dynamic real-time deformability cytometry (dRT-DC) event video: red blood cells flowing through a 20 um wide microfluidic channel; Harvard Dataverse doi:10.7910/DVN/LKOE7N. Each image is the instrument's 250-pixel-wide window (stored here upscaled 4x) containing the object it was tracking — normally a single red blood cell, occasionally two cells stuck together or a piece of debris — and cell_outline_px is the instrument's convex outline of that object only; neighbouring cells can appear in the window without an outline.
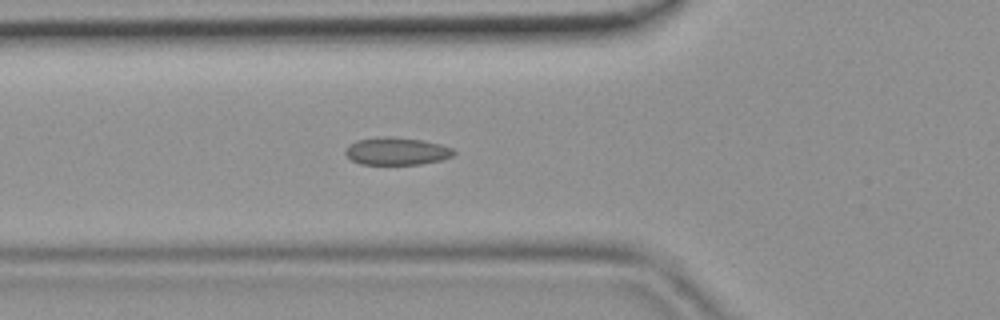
{"species": "common noctule bat (a hibernating species)", "species_latin": "Nyctalus noctula", "temperature_condition": "room temperature", "stored_images_in_passage": 42, "camera_frame_rate_fps": 3000, "um_per_image_px": 0.085, "animal": {"sex": "female", "body_mass_g": 19.9}, "frame": {"image": 1, "passage_image": 13, "time_ms": 4.0, "image_size_px": [1000, 320], "cell_outline_px": [[456, 152], [452, 156], [440, 160], [420, 164], [360, 164], [352, 160], [344, 152], [348, 144], [356, 140], [384, 136], [392, 136], [420, 140], [440, 144], [452, 148]], "centroid_in_image_um": [33.69, 12.84], "position_along_channel_um": 92.1, "area_um2": 17.34}}
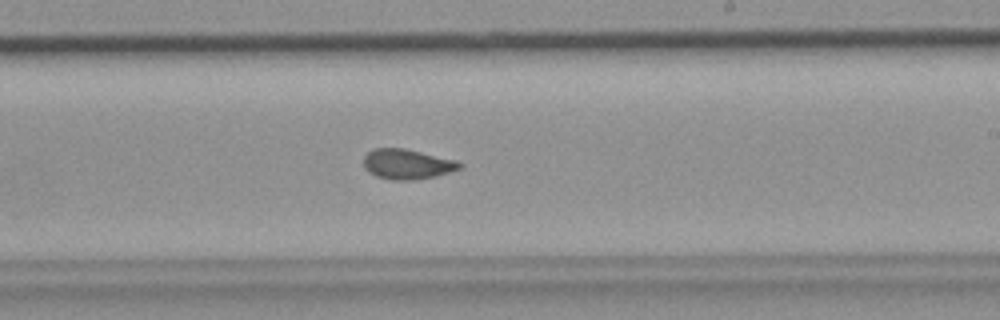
{"frame": {"image": 2, "passage_image": 24, "time_ms": 7.667, "image_size_px": [1000, 320], "cell_outline_px": [[464, 164], [460, 168], [436, 176], [416, 180], [392, 180], [376, 176], [368, 172], [364, 168], [364, 156], [372, 148], [404, 148], [456, 160]], "centroid_in_image_um": [34.59, 13.95], "position_along_channel_um": 254.4, "area_um2": 16.88}}
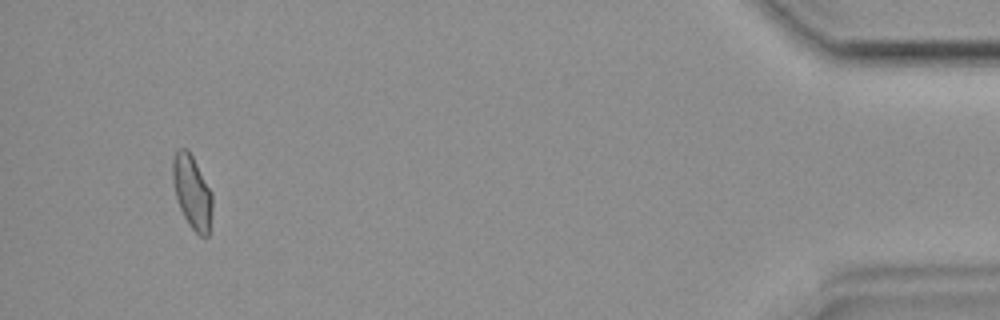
{"frame": {"image": 3, "passage_image": 40, "time_ms": 13.0, "image_size_px": [1000, 320], "cell_outline_px": [[212, 208], [208, 236], [200, 236], [188, 224], [180, 208], [176, 196], [172, 180], [172, 160], [176, 152], [180, 148], [188, 148], [212, 192]], "centroid_in_image_um": [16.32, 16.3], "position_along_channel_um": 418.9, "area_um2": 16.88}}